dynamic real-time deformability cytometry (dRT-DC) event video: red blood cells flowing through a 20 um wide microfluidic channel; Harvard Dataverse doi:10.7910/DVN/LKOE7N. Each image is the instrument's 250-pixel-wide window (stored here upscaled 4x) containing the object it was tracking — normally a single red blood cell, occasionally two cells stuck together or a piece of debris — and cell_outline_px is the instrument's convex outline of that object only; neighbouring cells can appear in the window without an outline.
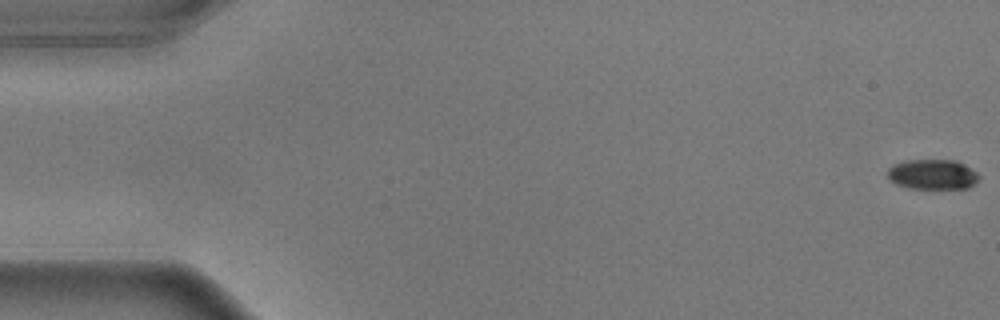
{"species": "common noctule bat (a hibernating species)", "species_latin": "Nyctalus noctula", "temperature_condition": "warm", "stored_images_in_passage": 51, "camera_frame_rate_fps": 3000, "um_per_image_px": 0.085, "animal": {"sex": "male", "body_mass_g": 17.9}, "frame": {"image": 1, "passage_image": 1, "time_ms": 0.0, "image_size_px": [1000, 320], "cell_outline_px": [[980, 176], [976, 184], [968, 188], [908, 188], [896, 184], [888, 180], [888, 168], [892, 164], [904, 160], [956, 160], [964, 164], [976, 172]], "centroid_in_image_um": [79.25, 14.82], "position_along_channel_um": 5.7, "area_um2": 16.18}}
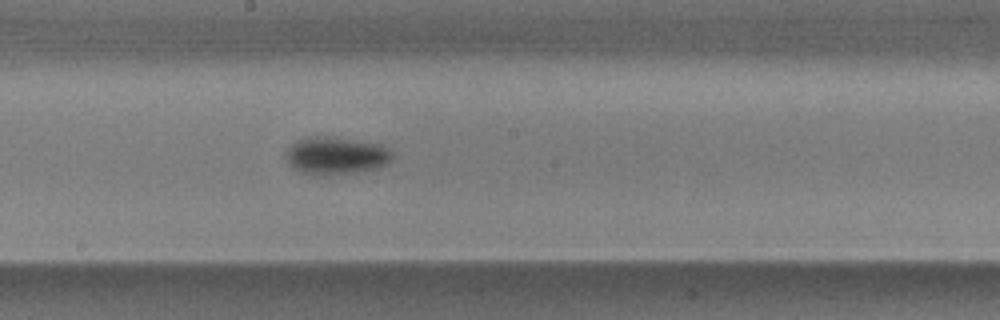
{"frame": {"image": 2, "passage_image": 31, "time_ms": 10.0, "image_size_px": [1000, 320], "cell_outline_px": [[392, 160], [376, 168], [352, 172], [316, 176], [300, 172], [288, 164], [284, 156], [284, 152], [296, 140], [308, 136], [328, 136], [356, 140], [380, 144], [388, 148], [392, 152]], "centroid_in_image_um": [28.49, 13.22], "position_along_channel_um": 219.7, "area_um2": 23.41}}
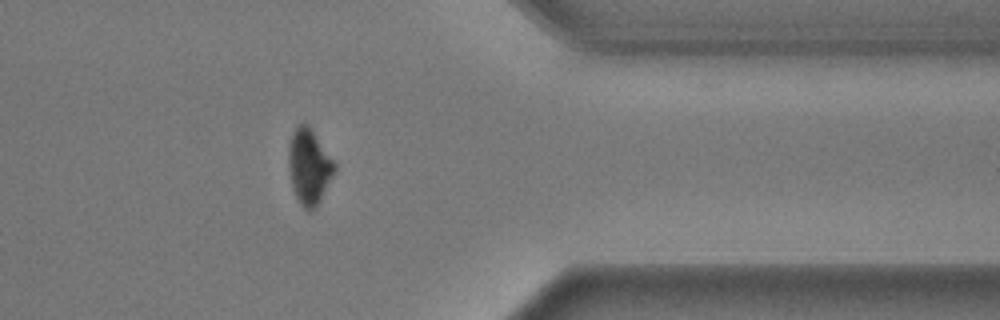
{"frame": {"image": 3, "passage_image": 46, "time_ms": 15.0, "image_size_px": [1000, 320], "cell_outline_px": [[336, 168], [332, 176], [316, 204], [308, 212], [300, 204], [296, 196], [292, 184], [288, 168], [288, 144], [292, 132], [300, 124], [308, 124], [336, 164]], "centroid_in_image_um": [26.24, 14.11], "position_along_channel_um": 385.2, "area_um2": 19.65}, "authors_computed_cell_mechanics": {"area_um2": 20.4034, "velocity_mm_per_s": 3.6136, "shape_relaxation_time_tau1_ms": 2.2903, "shape_relaxation_time_tau2_ms": null, "deformation_change_tau1": 0.1432, "deformation_change_tau2": null}}